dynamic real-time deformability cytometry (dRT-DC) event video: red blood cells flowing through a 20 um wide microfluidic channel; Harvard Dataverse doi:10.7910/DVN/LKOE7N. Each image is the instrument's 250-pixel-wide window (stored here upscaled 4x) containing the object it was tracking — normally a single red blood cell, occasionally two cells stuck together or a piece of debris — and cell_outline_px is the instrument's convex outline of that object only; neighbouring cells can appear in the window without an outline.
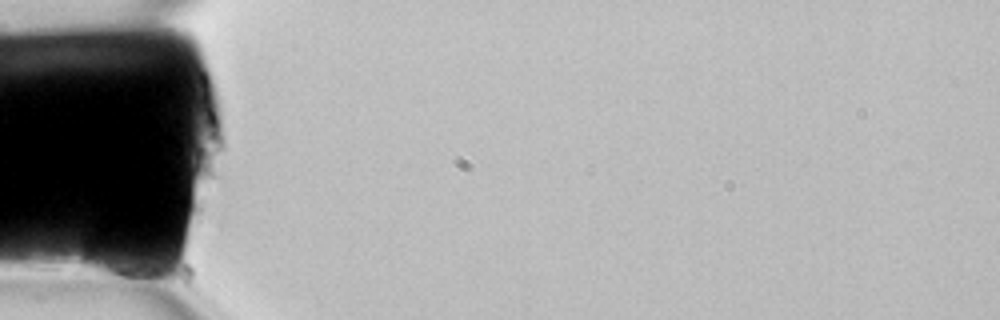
{"species": "common noctule bat (a hibernating species)", "species_latin": "Nyctalus noctula", "temperature_condition": "room temperature", "stored_images_in_passage": 3, "camera_frame_rate_fps": 3000, "um_per_image_px": 0.085, "animal": {"sex": "female", "body_mass_g": 22.7, "forearm_length_mm": 54.2}, "frame": {"image": 1, "passage_image": 1, "time_ms": 0.0, "image_size_px": [1000, 320], "cell_outline_px": [[156, 272], [132, 276], [108, 276], [88, 272], [84, 264], [84, 256], [88, 232], [92, 228], [100, 228], [152, 268]], "centroid_in_image_um": [9.47, 21.84], "position_along_channel_um": 75.5, "area_um2": 14.85}}